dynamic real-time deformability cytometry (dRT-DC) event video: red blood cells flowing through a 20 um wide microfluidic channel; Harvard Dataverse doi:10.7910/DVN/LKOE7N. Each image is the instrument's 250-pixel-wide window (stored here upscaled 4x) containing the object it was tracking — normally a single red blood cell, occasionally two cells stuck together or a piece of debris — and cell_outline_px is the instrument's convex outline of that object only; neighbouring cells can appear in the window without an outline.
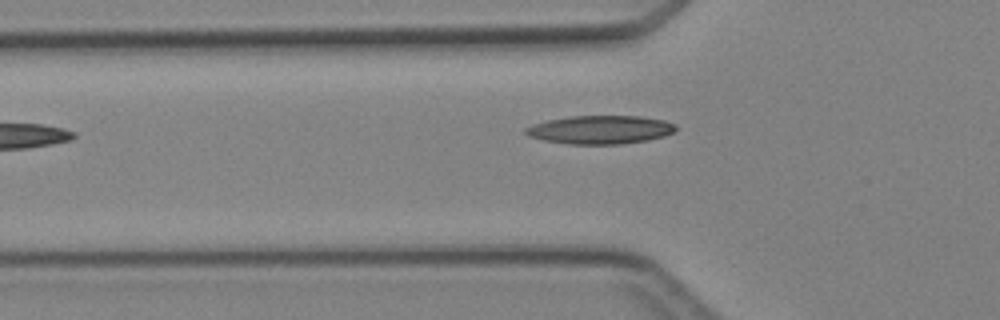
{"species": "Egyptian fruit bat (a non-hibernating species)", "species_latin": "Rousettus aegyptiacus", "temperature_condition": "cold", "stored_images_in_passage": 6, "camera_frame_rate_fps": 3000, "um_per_image_px": 0.085, "animal": {"sex": "female"}, "frame": {"image": 1, "passage_image": 5, "time_ms": 4.667, "image_size_px": [1000, 320], "cell_outline_px": [[676, 128], [672, 132], [664, 136], [648, 140], [620, 144], [568, 144], [544, 140], [528, 136], [524, 132], [524, 128], [532, 124], [548, 120], [568, 116], [640, 116], [664, 120], [676, 124]], "centroid_in_image_um": [51.0, 11.02], "position_along_channel_um": 74.8, "area_um2": 24.91}}
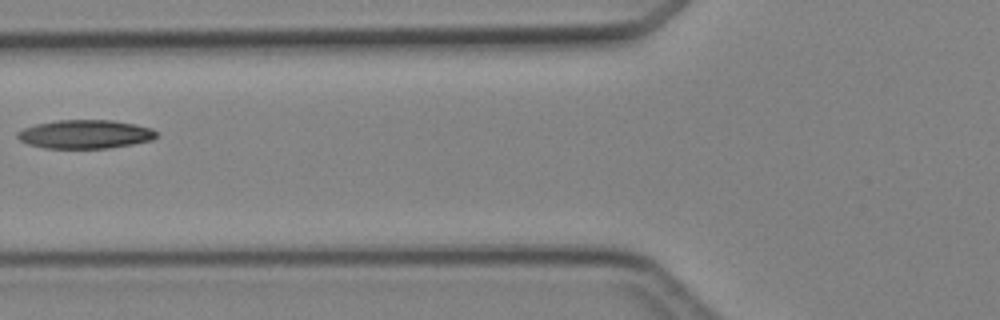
{"frame": {"image": 2, "passage_image": 6, "time_ms": 5.667, "image_size_px": [1000, 320], "cell_outline_px": [[156, 136], [152, 140], [132, 144], [108, 148], [44, 148], [28, 144], [20, 140], [16, 136], [16, 132], [24, 128], [36, 124], [56, 120], [112, 120], [152, 128], [156, 132]], "centroid_in_image_um": [7.2, 11.41], "position_along_channel_um": 118.6, "area_um2": 23.12}}